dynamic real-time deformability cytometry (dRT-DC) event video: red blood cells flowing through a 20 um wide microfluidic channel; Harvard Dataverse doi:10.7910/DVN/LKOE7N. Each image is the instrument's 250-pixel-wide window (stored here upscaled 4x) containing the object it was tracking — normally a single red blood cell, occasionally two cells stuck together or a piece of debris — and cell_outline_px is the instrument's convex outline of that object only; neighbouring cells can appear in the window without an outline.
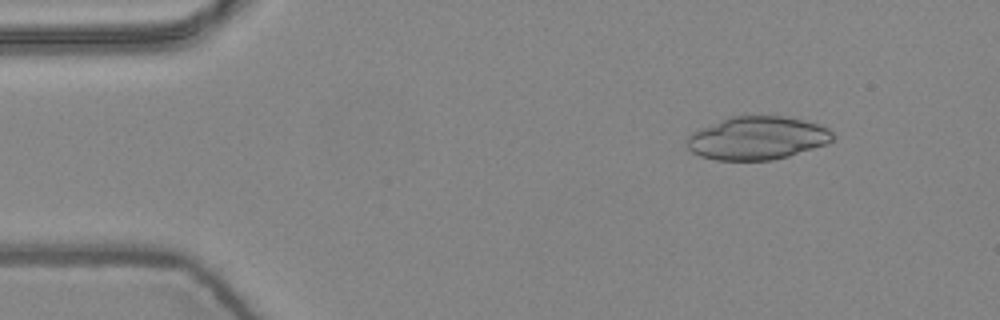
{"species": "common noctule bat (a hibernating species)", "species_latin": "Nyctalus noctula", "temperature_condition": "warm", "stored_images_in_passage": 5, "camera_frame_rate_fps": 3000, "um_per_image_px": 0.085, "animal": {"sex": "female", "body_mass_g": 24.6, "forearm_length_mm": 56.2}, "frame": {"image": 1, "passage_image": 2, "time_ms": 0.333, "image_size_px": [1000, 320], "cell_outline_px": [[836, 136], [832, 140], [824, 144], [788, 156], [772, 160], [716, 160], [700, 156], [692, 152], [688, 148], [684, 136], [700, 128], [728, 116], [784, 116], [804, 120], [820, 124], [828, 128]], "centroid_in_image_um": [64.32, 11.73], "position_along_channel_um": 20.7, "area_um2": 36.88}}